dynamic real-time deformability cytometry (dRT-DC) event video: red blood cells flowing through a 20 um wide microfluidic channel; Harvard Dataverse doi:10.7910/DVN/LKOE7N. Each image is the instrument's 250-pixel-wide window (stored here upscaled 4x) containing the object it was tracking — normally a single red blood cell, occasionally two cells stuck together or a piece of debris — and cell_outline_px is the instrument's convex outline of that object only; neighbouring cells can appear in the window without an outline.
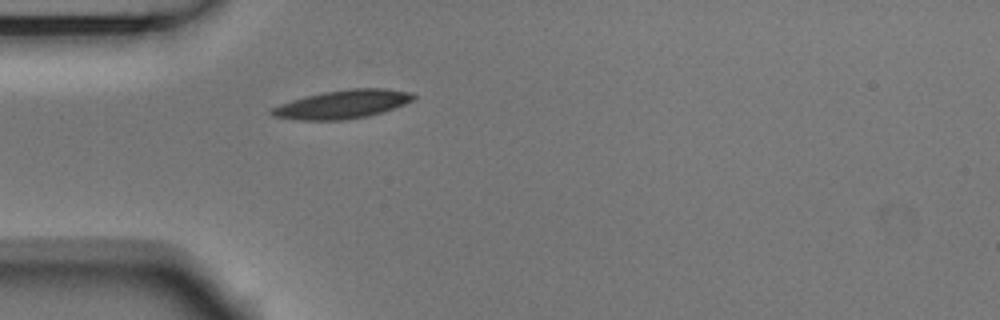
{"species": "Egyptian fruit bat (a non-hibernating species)", "species_latin": "Rousettus aegyptiacus", "temperature_condition": "room temperature", "stored_images_in_passage": 1, "camera_frame_rate_fps": 3000, "um_per_image_px": 0.085, "animal": {"sex": "male"}, "frame": {"image": 1, "passage_image": 1, "time_ms": 0.0, "image_size_px": [1000, 320], "cell_outline_px": [[416, 96], [412, 100], [404, 104], [368, 116], [340, 120], [300, 120], [272, 116], [268, 112], [272, 108], [280, 104], [304, 96], [324, 92], [348, 88], [384, 88], [412, 92]], "centroid_in_image_um": [29.09, 8.85], "position_along_channel_um": 55.9, "area_um2": 23.41}}